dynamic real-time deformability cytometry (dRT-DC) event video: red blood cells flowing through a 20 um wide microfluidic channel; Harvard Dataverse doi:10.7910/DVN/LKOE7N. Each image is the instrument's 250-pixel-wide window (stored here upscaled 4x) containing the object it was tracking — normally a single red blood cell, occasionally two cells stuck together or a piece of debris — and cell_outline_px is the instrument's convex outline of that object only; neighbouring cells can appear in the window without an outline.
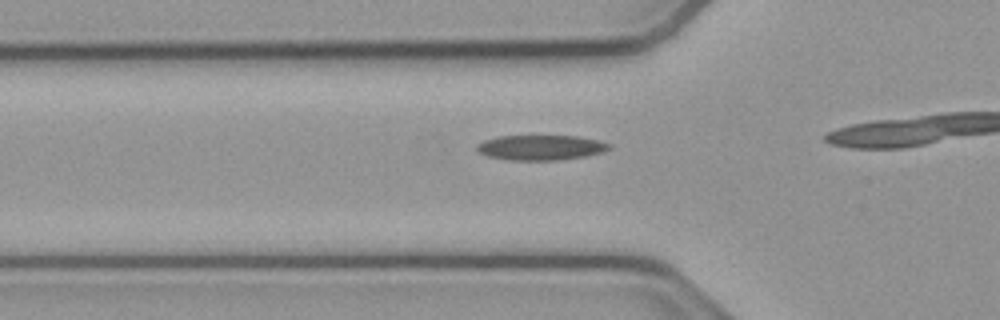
{"species": "common noctule bat (a hibernating species)", "species_latin": "Nyctalus noctula", "temperature_condition": "cold", "stored_images_in_passage": 6, "camera_frame_rate_fps": 3000, "um_per_image_px": 0.085, "animal": {"sex": "male", "body_mass_g": 23.1, "forearm_length_mm": 52.7}, "frame": {"image": 1, "passage_image": 2, "time_ms": 0.333, "image_size_px": [1000, 320], "cell_outline_px": [[612, 148], [604, 152], [584, 156], [556, 160], [512, 160], [488, 156], [480, 152], [476, 148], [476, 144], [484, 140], [500, 136], [580, 136], [600, 140], [612, 144]], "centroid_in_image_um": [46.02, 12.53], "position_along_channel_um": 79.8, "area_um2": 19.36}}
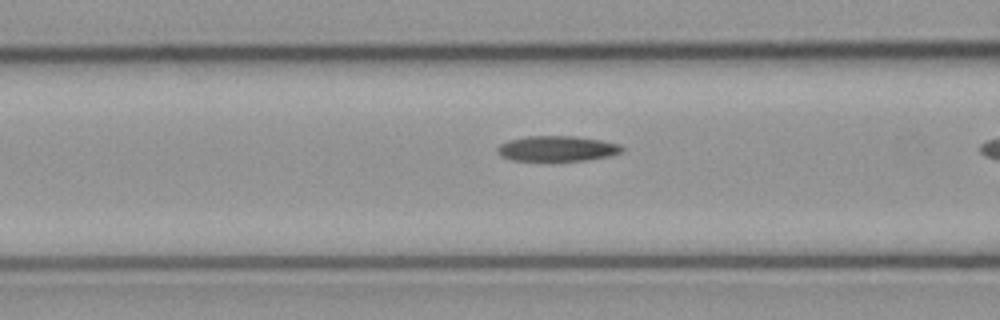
{"frame": {"image": 2, "passage_image": 5, "time_ms": 1.333, "image_size_px": [1000, 320], "cell_outline_px": [[624, 148], [620, 152], [608, 156], [584, 160], [512, 160], [500, 156], [496, 148], [500, 144], [508, 140], [528, 136], [572, 136], [600, 140], [620, 144]], "centroid_in_image_um": [47.32, 12.62], "position_along_channel_um": 119.3, "area_um2": 18.15}}